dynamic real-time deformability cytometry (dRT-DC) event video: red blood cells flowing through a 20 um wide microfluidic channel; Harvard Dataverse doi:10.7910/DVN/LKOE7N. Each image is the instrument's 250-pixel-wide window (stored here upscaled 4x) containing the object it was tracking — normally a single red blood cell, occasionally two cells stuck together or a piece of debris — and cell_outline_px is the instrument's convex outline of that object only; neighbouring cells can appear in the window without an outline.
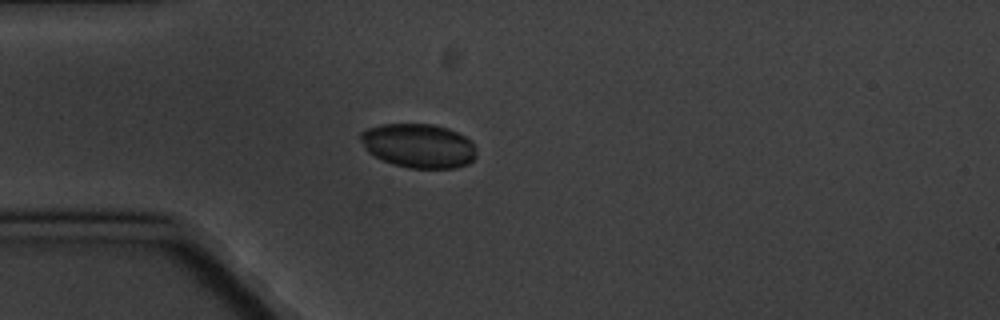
{"species": "common noctule bat (a hibernating species)", "species_latin": "Nyctalus noctula", "temperature_condition": "cold", "stored_images_in_passage": 9, "camera_frame_rate_fps": 3000, "um_per_image_px": 0.085, "animal": {"sex": "male", "body_mass_g": 20.1, "forearm_length_mm": 53.5}, "frame": {"image": 1, "passage_image": 2, "time_ms": 1.333, "image_size_px": [1000, 320], "cell_outline_px": [[476, 156], [468, 164], [456, 168], [408, 168], [392, 164], [368, 152], [364, 148], [360, 140], [360, 132], [368, 128], [380, 124], [432, 124], [448, 128], [472, 140], [476, 148]], "centroid_in_image_um": [35.58, 12.39], "position_along_channel_um": 49.4, "area_um2": 30.0}}
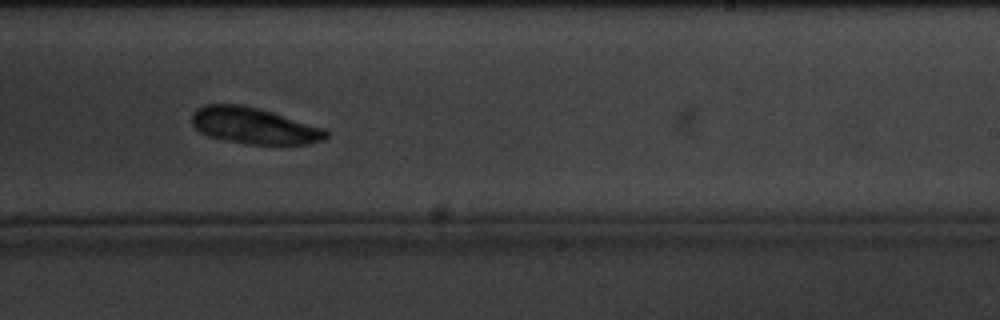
{"frame": {"image": 2, "passage_image": 8, "time_ms": 8.333, "image_size_px": [1000, 320], "cell_outline_px": [[328, 136], [324, 140], [308, 144], [248, 144], [208, 136], [200, 132], [192, 124], [192, 112], [196, 108], [204, 104], [244, 104], [260, 108], [324, 128], [328, 132]], "centroid_in_image_um": [21.58, 10.67], "position_along_channel_um": 267.4, "area_um2": 28.5}}